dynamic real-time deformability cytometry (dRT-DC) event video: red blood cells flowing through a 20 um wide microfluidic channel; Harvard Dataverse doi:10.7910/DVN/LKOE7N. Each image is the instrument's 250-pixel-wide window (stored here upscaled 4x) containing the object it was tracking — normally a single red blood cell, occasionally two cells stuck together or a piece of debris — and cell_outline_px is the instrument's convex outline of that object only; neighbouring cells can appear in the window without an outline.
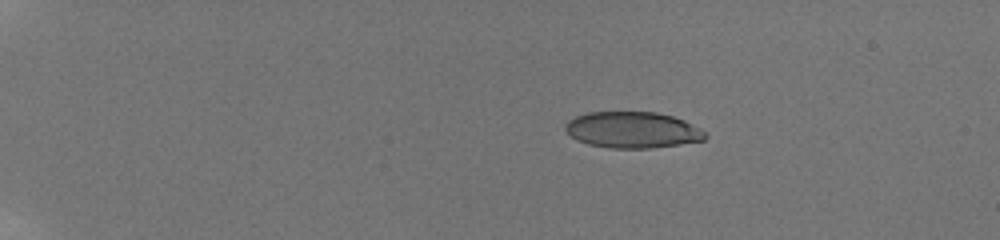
{"species": "human", "species_latin": "Homo sapiens", "temperature_condition": "room temperature", "stored_images_in_passage": 46, "camera_frame_rate_fps": 3000, "um_per_image_px": 0.085, "donor": {"sex": "male"}, "frame": {"image": 1, "passage_image": 1, "time_ms": 0.0, "image_size_px": [1000, 240], "cell_outline_px": [[708, 136], [704, 140], [680, 144], [648, 148], [608, 148], [588, 144], [576, 140], [564, 128], [568, 120], [576, 116], [588, 112], [656, 112], [672, 116], [684, 120], [700, 128]], "centroid_in_image_um": [53.76, 11.04], "position_along_channel_um": 31.2, "area_um2": 29.48}}
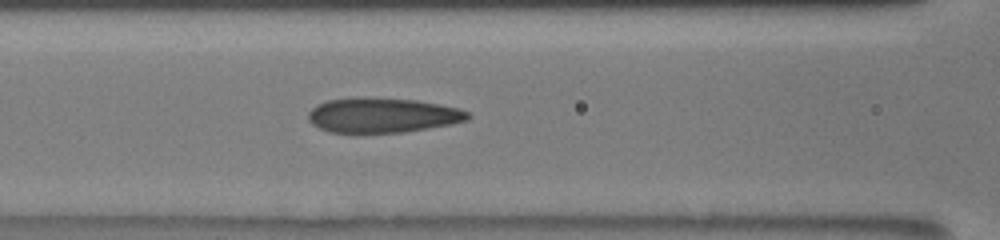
{"frame": {"image": 2, "passage_image": 18, "time_ms": 5.667, "image_size_px": [1000, 240], "cell_outline_px": [[472, 116], [468, 120], [452, 124], [404, 132], [328, 132], [312, 124], [308, 120], [308, 112], [316, 104], [328, 100], [356, 96], [368, 96], [416, 100], [440, 104], [460, 108], [468, 112]], "centroid_in_image_um": [32.51, 9.77], "position_along_channel_um": 134.1, "area_um2": 32.83}}
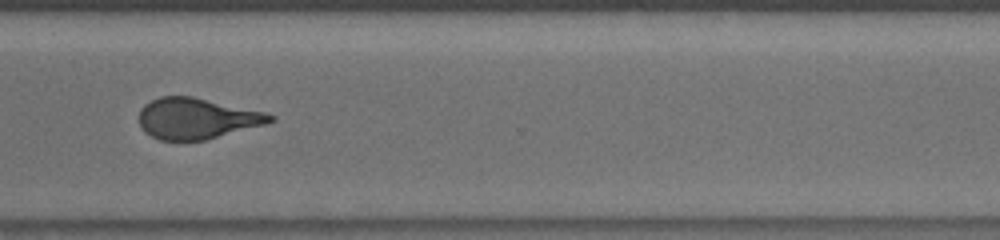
{"frame": {"image": 3, "passage_image": 35, "time_ms": 11.333, "image_size_px": [1000, 240], "cell_outline_px": [[276, 120], [264, 124], [204, 140], [160, 140], [144, 132], [140, 128], [140, 108], [144, 104], [160, 96], [192, 96], [264, 112], [276, 116]], "centroid_in_image_um": [16.69, 10.06], "position_along_channel_um": 353.9, "area_um2": 30.98}, "authors_computed_cell_mechanics": {"area_um2": 31.79, "velocity_mm_per_s": 3.8822, "shape_relaxation_time_tau1_ms": 9.0008, "shape_relaxation_time_tau2_ms": 1.2665, "deformation_change_tau1": 0.226, "deformation_change_tau2": 0.088}}